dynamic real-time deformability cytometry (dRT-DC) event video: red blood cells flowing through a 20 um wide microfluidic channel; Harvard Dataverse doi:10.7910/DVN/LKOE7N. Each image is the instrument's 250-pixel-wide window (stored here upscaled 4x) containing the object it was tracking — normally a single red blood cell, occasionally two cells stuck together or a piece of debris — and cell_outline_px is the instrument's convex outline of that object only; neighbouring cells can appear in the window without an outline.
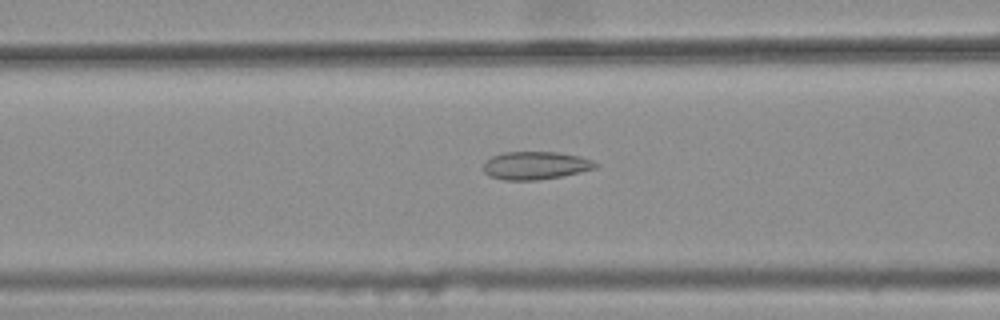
{"species": "common noctule bat (a hibernating species)", "species_latin": "Nyctalus noctula", "temperature_condition": "warm", "stored_images_in_passage": 33, "camera_frame_rate_fps": 3000, "um_per_image_px": 0.085, "animal": {"sex": "female", "body_mass_g": 25.1}, "frame": {"image": 1, "passage_image": 8, "time_ms": 2.333, "image_size_px": [1000, 320], "cell_outline_px": [[596, 168], [580, 172], [560, 176], [536, 180], [504, 180], [488, 176], [480, 168], [484, 160], [492, 156], [504, 152], [556, 152], [580, 156], [592, 160], [596, 164]], "centroid_in_image_um": [45.43, 14.06], "position_along_channel_um": 121.2, "area_um2": 18.38}}
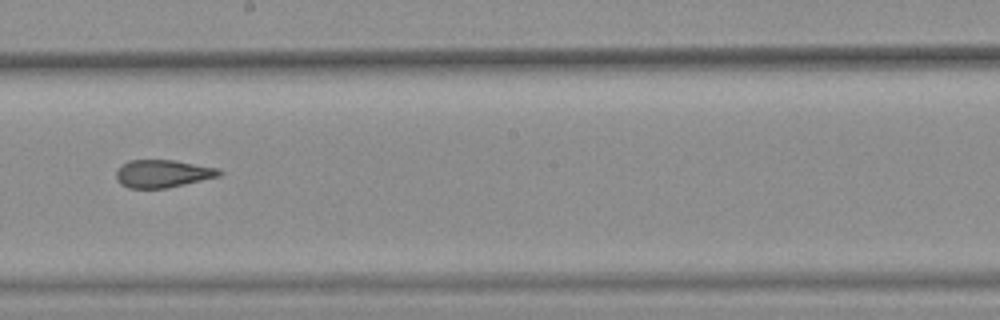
{"frame": {"image": 2, "passage_image": 17, "time_ms": 5.333, "image_size_px": [1000, 320], "cell_outline_px": [[224, 172], [220, 176], [184, 184], [164, 188], [128, 188], [120, 184], [116, 180], [116, 172], [120, 164], [128, 160], [172, 160], [220, 168]], "centroid_in_image_um": [13.81, 14.75], "position_along_channel_um": 234.4, "area_um2": 16.76}}
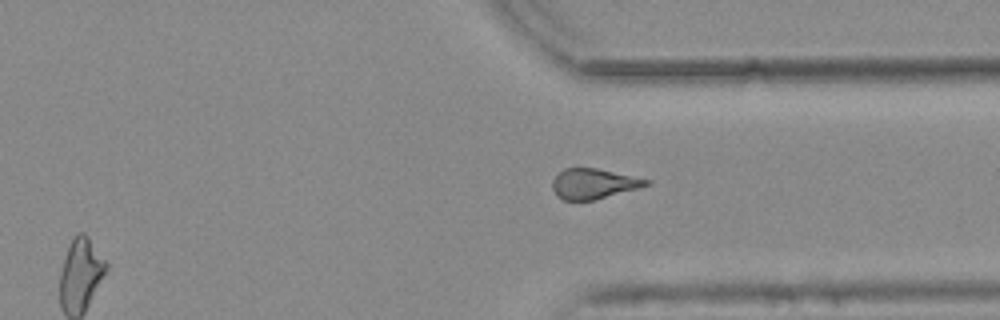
{"frame": {"image": 3, "passage_image": 27, "time_ms": 8.667, "image_size_px": [1000, 320], "cell_outline_px": [[652, 184], [640, 188], [592, 200], [564, 200], [556, 196], [552, 188], [552, 180], [564, 168], [596, 168], [652, 180]], "centroid_in_image_um": [50.47, 15.62], "position_along_channel_um": 360.9, "area_um2": 16.53}, "authors_computed_cell_mechanics": {"area_um2": 17.3978, "velocity_mm_per_s": 3.7799, "shape_relaxation_time_tau1_ms": null, "shape_relaxation_time_tau2_ms": 2.5474, "deformation_change_tau1": null, "deformation_change_tau2": 0.1106}}